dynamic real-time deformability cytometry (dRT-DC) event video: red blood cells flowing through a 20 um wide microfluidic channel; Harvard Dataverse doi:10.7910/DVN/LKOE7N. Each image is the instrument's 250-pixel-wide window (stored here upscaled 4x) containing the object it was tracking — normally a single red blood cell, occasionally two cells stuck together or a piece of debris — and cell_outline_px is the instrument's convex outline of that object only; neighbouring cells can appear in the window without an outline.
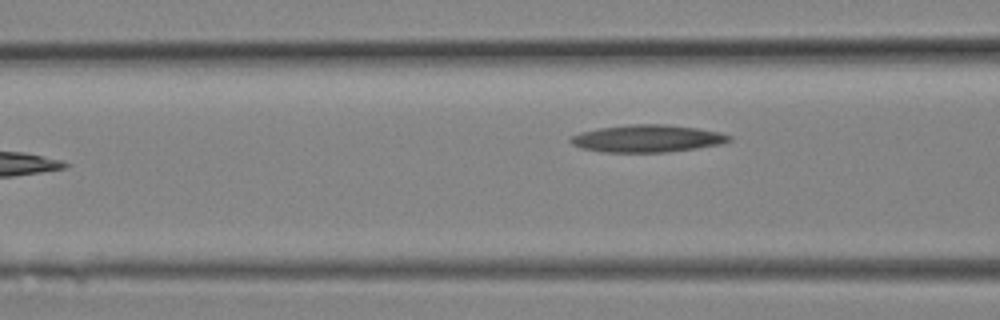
{"species": "Egyptian fruit bat (a non-hibernating species)", "species_latin": "Rousettus aegyptiacus", "temperature_condition": "room temperature", "stored_images_in_passage": 10, "segment_of_instrument_passage": [2, 2], "camera_frame_rate_fps": 3000, "um_per_image_px": 0.085, "animal": {"sex": "female"}, "frame": {"image": 1, "passage_image": 10, "time_ms": 3.0, "image_size_px": [1000, 320], "cell_outline_px": [[732, 140], [720, 144], [696, 148], [668, 152], [600, 152], [580, 148], [572, 144], [568, 140], [572, 136], [580, 132], [600, 128], [632, 124], [664, 124], [696, 128], [720, 132], [732, 136]], "centroid_in_image_um": [55.0, 11.78], "position_along_channel_um": 111.6, "area_um2": 25.26}}